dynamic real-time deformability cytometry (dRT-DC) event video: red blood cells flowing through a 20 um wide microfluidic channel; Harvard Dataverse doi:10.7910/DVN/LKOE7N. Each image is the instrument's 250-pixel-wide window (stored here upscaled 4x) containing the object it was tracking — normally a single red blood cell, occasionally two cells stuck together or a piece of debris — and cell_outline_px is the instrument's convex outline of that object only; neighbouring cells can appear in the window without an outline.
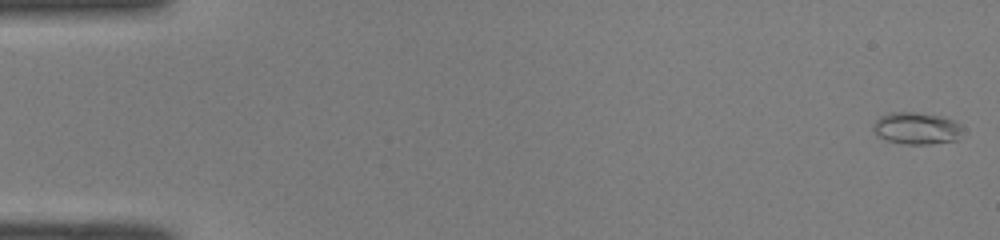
{"species": "common noctule bat (a hibernating species)", "species_latin": "Nyctalus noctula", "temperature_condition": "room temperature", "stored_images_in_passage": 49, "camera_frame_rate_fps": 3000, "um_per_image_px": 0.085, "animal": {"sex": "male", "body_mass_g": 19.0, "forearm_length_mm": 50.8}, "frame": {"image": 1, "passage_image": 1, "time_ms": 0.0, "image_size_px": [1000, 240], "cell_outline_px": [[964, 128], [956, 140], [928, 144], [904, 144], [888, 140], [876, 136], [872, 128], [872, 124], [880, 116], [888, 112], [912, 112], [940, 116], [952, 120], [960, 124]], "centroid_in_image_um": [77.87, 10.9], "position_along_channel_um": 7.1, "area_um2": 16.7}}
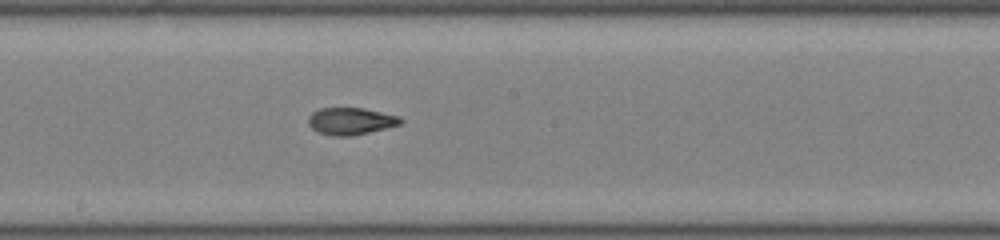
{"frame": {"image": 2, "passage_image": 28, "time_ms": 9.0, "image_size_px": [1000, 240], "cell_outline_px": [[404, 120], [400, 124], [352, 136], [332, 136], [316, 132], [308, 124], [308, 116], [312, 112], [320, 108], [364, 108], [400, 116]], "centroid_in_image_um": [29.78, 10.29], "position_along_channel_um": 218.4, "area_um2": 14.62}}
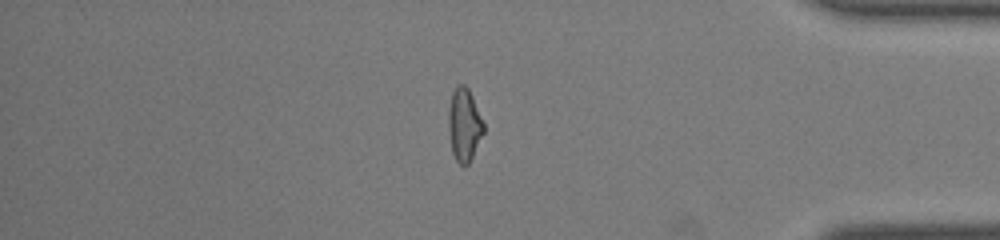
{"frame": {"image": 3, "passage_image": 43, "time_ms": 14.0, "image_size_px": [1000, 240], "cell_outline_px": [[484, 132], [468, 164], [460, 164], [456, 160], [452, 152], [448, 128], [448, 108], [452, 92], [456, 84], [464, 84], [468, 88], [472, 96], [484, 124]], "centroid_in_image_um": [39.44, 10.56], "position_along_channel_um": 395.8, "area_um2": 14.85}}